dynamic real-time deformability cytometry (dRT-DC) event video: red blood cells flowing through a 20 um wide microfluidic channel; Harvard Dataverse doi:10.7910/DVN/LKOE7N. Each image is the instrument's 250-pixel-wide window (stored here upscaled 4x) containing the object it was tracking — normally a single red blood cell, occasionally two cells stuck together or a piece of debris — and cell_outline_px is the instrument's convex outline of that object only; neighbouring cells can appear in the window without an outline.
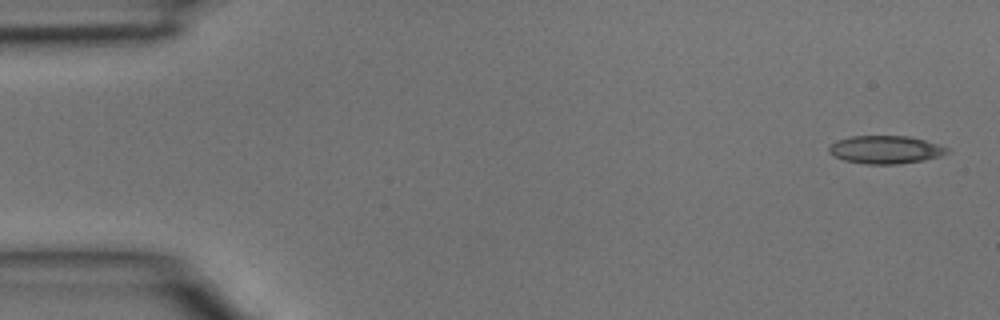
{"species": "common noctule bat (a hibernating species)", "species_latin": "Nyctalus noctula", "temperature_condition": "room temperature", "stored_images_in_passage": 3, "camera_frame_rate_fps": 3000, "um_per_image_px": 0.085, "animal": {"sex": "male", "body_mass_g": 15.6}, "frame": {"image": 1, "passage_image": 1, "time_ms": 0.0, "image_size_px": [1000, 320], "cell_outline_px": [[948, 152], [940, 156], [924, 160], [896, 164], [868, 164], [844, 160], [828, 152], [828, 148], [836, 140], [852, 136], [908, 136], [924, 140], [948, 148]], "centroid_in_image_um": [75.25, 12.72], "position_along_channel_um": 9.8, "area_um2": 19.02}}